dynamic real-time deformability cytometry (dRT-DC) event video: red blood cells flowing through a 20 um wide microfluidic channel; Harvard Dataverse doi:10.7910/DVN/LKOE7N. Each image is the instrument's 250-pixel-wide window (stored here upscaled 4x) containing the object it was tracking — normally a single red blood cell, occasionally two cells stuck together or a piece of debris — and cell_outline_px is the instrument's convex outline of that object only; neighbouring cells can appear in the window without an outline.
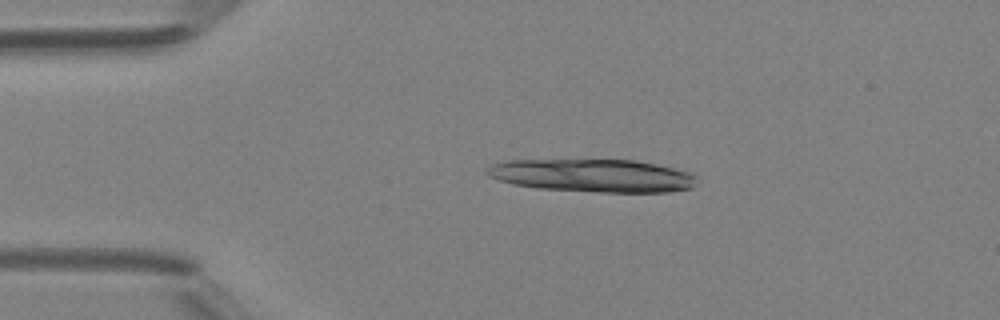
{"species": "Egyptian fruit bat (a non-hibernating species)", "species_latin": "Rousettus aegyptiacus", "temperature_condition": "room temperature", "stored_images_in_passage": 4, "camera_frame_rate_fps": 3000, "um_per_image_px": 0.085, "animal": {"sex": "female"}, "frame": {"image": 1, "passage_image": 3, "time_ms": 2.333, "image_size_px": [1000, 320], "cell_outline_px": [[696, 184], [692, 188], [668, 192], [600, 192], [536, 188], [512, 184], [488, 176], [484, 172], [492, 164], [504, 160], [636, 160], [656, 164], [692, 172], [696, 176]], "centroid_in_image_um": [50.4, 14.92], "position_along_channel_um": 34.6, "area_um2": 40.52}}